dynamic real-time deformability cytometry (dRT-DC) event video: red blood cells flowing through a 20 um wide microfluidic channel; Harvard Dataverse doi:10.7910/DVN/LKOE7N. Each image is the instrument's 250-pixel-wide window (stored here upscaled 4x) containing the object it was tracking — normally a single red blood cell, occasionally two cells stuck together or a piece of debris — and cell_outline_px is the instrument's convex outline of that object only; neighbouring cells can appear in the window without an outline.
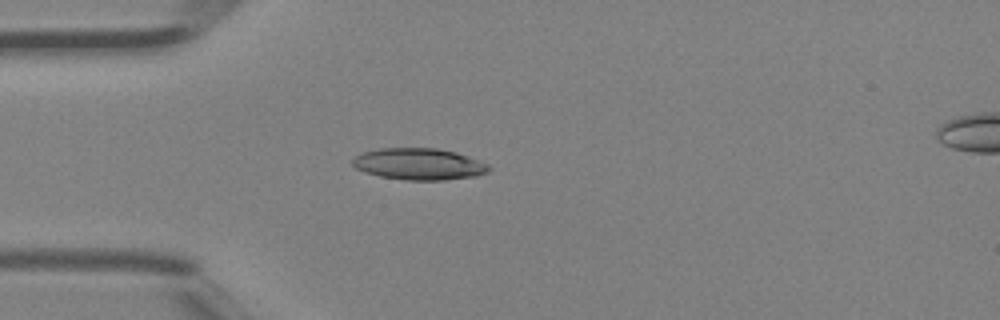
{"species": "Egyptian fruit bat (a non-hibernating species)", "species_latin": "Rousettus aegyptiacus", "temperature_condition": "room temperature", "stored_images_in_passage": 5, "camera_frame_rate_fps": 3000, "um_per_image_px": 0.085, "animal": {"sex": "female"}, "frame": {"image": 1, "passage_image": 4, "time_ms": 1.0, "image_size_px": [1000, 320], "cell_outline_px": [[492, 168], [488, 172], [476, 176], [444, 180], [408, 180], [380, 176], [364, 172], [356, 168], [352, 164], [352, 160], [356, 156], [364, 152], [380, 148], [436, 148], [456, 152], [488, 164]], "centroid_in_image_um": [35.63, 13.94], "position_along_channel_um": 49.4, "area_um2": 25.03}}